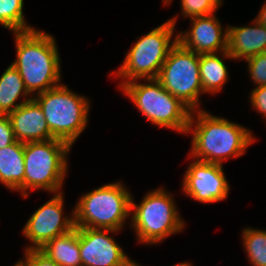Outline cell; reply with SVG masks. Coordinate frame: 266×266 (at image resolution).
Listing matches in <instances>:
<instances>
[{
    "label": "cell",
    "mask_w": 266,
    "mask_h": 266,
    "mask_svg": "<svg viewBox=\"0 0 266 266\" xmlns=\"http://www.w3.org/2000/svg\"><path fill=\"white\" fill-rule=\"evenodd\" d=\"M15 34L17 59L12 65L21 75L28 93L37 90L39 94L59 86L60 58L55 39L35 29Z\"/></svg>",
    "instance_id": "6da1fadb"
},
{
    "label": "cell",
    "mask_w": 266,
    "mask_h": 266,
    "mask_svg": "<svg viewBox=\"0 0 266 266\" xmlns=\"http://www.w3.org/2000/svg\"><path fill=\"white\" fill-rule=\"evenodd\" d=\"M197 115L191 153V157H200L197 161L222 164L228 157L243 155L245 148L254 141L248 129L240 125L203 110Z\"/></svg>",
    "instance_id": "7a4b0ae2"
},
{
    "label": "cell",
    "mask_w": 266,
    "mask_h": 266,
    "mask_svg": "<svg viewBox=\"0 0 266 266\" xmlns=\"http://www.w3.org/2000/svg\"><path fill=\"white\" fill-rule=\"evenodd\" d=\"M147 80L150 84L132 80L123 82L120 87L149 121L161 127L190 132L194 122L192 111L171 95L157 78Z\"/></svg>",
    "instance_id": "3957f363"
},
{
    "label": "cell",
    "mask_w": 266,
    "mask_h": 266,
    "mask_svg": "<svg viewBox=\"0 0 266 266\" xmlns=\"http://www.w3.org/2000/svg\"><path fill=\"white\" fill-rule=\"evenodd\" d=\"M132 197L119 183L82 196L73 212L75 227L120 230L131 211Z\"/></svg>",
    "instance_id": "277c9868"
},
{
    "label": "cell",
    "mask_w": 266,
    "mask_h": 266,
    "mask_svg": "<svg viewBox=\"0 0 266 266\" xmlns=\"http://www.w3.org/2000/svg\"><path fill=\"white\" fill-rule=\"evenodd\" d=\"M33 99L43 111L51 134L72 145L87 124L89 103L85 97L59 85Z\"/></svg>",
    "instance_id": "5b68a950"
},
{
    "label": "cell",
    "mask_w": 266,
    "mask_h": 266,
    "mask_svg": "<svg viewBox=\"0 0 266 266\" xmlns=\"http://www.w3.org/2000/svg\"><path fill=\"white\" fill-rule=\"evenodd\" d=\"M71 145L54 138L24 143V198L27 190L45 189L58 192L67 171L66 155Z\"/></svg>",
    "instance_id": "8992f818"
},
{
    "label": "cell",
    "mask_w": 266,
    "mask_h": 266,
    "mask_svg": "<svg viewBox=\"0 0 266 266\" xmlns=\"http://www.w3.org/2000/svg\"><path fill=\"white\" fill-rule=\"evenodd\" d=\"M175 19H170L161 26L141 37L128 52L125 61L116 75L128 78V81L145 77L158 78L161 67L169 51L177 42V36L170 43L174 31Z\"/></svg>",
    "instance_id": "52a82bcc"
},
{
    "label": "cell",
    "mask_w": 266,
    "mask_h": 266,
    "mask_svg": "<svg viewBox=\"0 0 266 266\" xmlns=\"http://www.w3.org/2000/svg\"><path fill=\"white\" fill-rule=\"evenodd\" d=\"M170 195L163 189L149 192L137 206L131 201L132 225L141 242L157 243L182 230L183 223Z\"/></svg>",
    "instance_id": "ba28073f"
},
{
    "label": "cell",
    "mask_w": 266,
    "mask_h": 266,
    "mask_svg": "<svg viewBox=\"0 0 266 266\" xmlns=\"http://www.w3.org/2000/svg\"><path fill=\"white\" fill-rule=\"evenodd\" d=\"M199 59V54L177 41L169 51L157 78L171 95L191 111H196L199 93H203Z\"/></svg>",
    "instance_id": "9c48e42d"
},
{
    "label": "cell",
    "mask_w": 266,
    "mask_h": 266,
    "mask_svg": "<svg viewBox=\"0 0 266 266\" xmlns=\"http://www.w3.org/2000/svg\"><path fill=\"white\" fill-rule=\"evenodd\" d=\"M63 196L57 193L29 218L24 226V235L34 246L28 249H41L48 241L75 228L74 217L62 218Z\"/></svg>",
    "instance_id": "30bf717a"
},
{
    "label": "cell",
    "mask_w": 266,
    "mask_h": 266,
    "mask_svg": "<svg viewBox=\"0 0 266 266\" xmlns=\"http://www.w3.org/2000/svg\"><path fill=\"white\" fill-rule=\"evenodd\" d=\"M222 168V164L194 161L185 173L183 191L199 202L225 199L229 185Z\"/></svg>",
    "instance_id": "8fae6325"
},
{
    "label": "cell",
    "mask_w": 266,
    "mask_h": 266,
    "mask_svg": "<svg viewBox=\"0 0 266 266\" xmlns=\"http://www.w3.org/2000/svg\"><path fill=\"white\" fill-rule=\"evenodd\" d=\"M112 229L79 228V248L82 266H126L130 260L108 236Z\"/></svg>",
    "instance_id": "7c38bea8"
},
{
    "label": "cell",
    "mask_w": 266,
    "mask_h": 266,
    "mask_svg": "<svg viewBox=\"0 0 266 266\" xmlns=\"http://www.w3.org/2000/svg\"><path fill=\"white\" fill-rule=\"evenodd\" d=\"M191 31L177 35V41L197 54H216L223 51V57L232 58L227 52V30L222 34L220 22L213 14L191 18ZM223 35V37H222Z\"/></svg>",
    "instance_id": "4fadbf2b"
},
{
    "label": "cell",
    "mask_w": 266,
    "mask_h": 266,
    "mask_svg": "<svg viewBox=\"0 0 266 266\" xmlns=\"http://www.w3.org/2000/svg\"><path fill=\"white\" fill-rule=\"evenodd\" d=\"M10 119L14 137L22 143L54 139L44 113L39 104L30 98L7 115Z\"/></svg>",
    "instance_id": "5bb4252c"
},
{
    "label": "cell",
    "mask_w": 266,
    "mask_h": 266,
    "mask_svg": "<svg viewBox=\"0 0 266 266\" xmlns=\"http://www.w3.org/2000/svg\"><path fill=\"white\" fill-rule=\"evenodd\" d=\"M254 27H227V52L245 60L266 52V26L254 21Z\"/></svg>",
    "instance_id": "9a60e30c"
},
{
    "label": "cell",
    "mask_w": 266,
    "mask_h": 266,
    "mask_svg": "<svg viewBox=\"0 0 266 266\" xmlns=\"http://www.w3.org/2000/svg\"><path fill=\"white\" fill-rule=\"evenodd\" d=\"M24 143L15 141L0 149V182L9 189L20 190L24 195Z\"/></svg>",
    "instance_id": "2e32d148"
},
{
    "label": "cell",
    "mask_w": 266,
    "mask_h": 266,
    "mask_svg": "<svg viewBox=\"0 0 266 266\" xmlns=\"http://www.w3.org/2000/svg\"><path fill=\"white\" fill-rule=\"evenodd\" d=\"M39 250L60 266H82L79 248V227L56 236Z\"/></svg>",
    "instance_id": "e0dca14e"
},
{
    "label": "cell",
    "mask_w": 266,
    "mask_h": 266,
    "mask_svg": "<svg viewBox=\"0 0 266 266\" xmlns=\"http://www.w3.org/2000/svg\"><path fill=\"white\" fill-rule=\"evenodd\" d=\"M23 92V97H26L28 91L25 88L24 82L18 70L11 64L0 77V115H8L17 109L24 102L14 105ZM14 105V106H13Z\"/></svg>",
    "instance_id": "ac0fdd59"
},
{
    "label": "cell",
    "mask_w": 266,
    "mask_h": 266,
    "mask_svg": "<svg viewBox=\"0 0 266 266\" xmlns=\"http://www.w3.org/2000/svg\"><path fill=\"white\" fill-rule=\"evenodd\" d=\"M199 71L203 93L220 91L227 82L226 66L215 54H200Z\"/></svg>",
    "instance_id": "d6986e66"
},
{
    "label": "cell",
    "mask_w": 266,
    "mask_h": 266,
    "mask_svg": "<svg viewBox=\"0 0 266 266\" xmlns=\"http://www.w3.org/2000/svg\"><path fill=\"white\" fill-rule=\"evenodd\" d=\"M23 3V0H0V24L14 32L33 30L25 23Z\"/></svg>",
    "instance_id": "ffe728a7"
},
{
    "label": "cell",
    "mask_w": 266,
    "mask_h": 266,
    "mask_svg": "<svg viewBox=\"0 0 266 266\" xmlns=\"http://www.w3.org/2000/svg\"><path fill=\"white\" fill-rule=\"evenodd\" d=\"M243 238L251 264L266 266V231L247 228L243 232Z\"/></svg>",
    "instance_id": "44dd1931"
},
{
    "label": "cell",
    "mask_w": 266,
    "mask_h": 266,
    "mask_svg": "<svg viewBox=\"0 0 266 266\" xmlns=\"http://www.w3.org/2000/svg\"><path fill=\"white\" fill-rule=\"evenodd\" d=\"M221 0H181L185 17H200L210 14L220 7Z\"/></svg>",
    "instance_id": "7402d4cb"
},
{
    "label": "cell",
    "mask_w": 266,
    "mask_h": 266,
    "mask_svg": "<svg viewBox=\"0 0 266 266\" xmlns=\"http://www.w3.org/2000/svg\"><path fill=\"white\" fill-rule=\"evenodd\" d=\"M252 79L258 86L266 85V52L246 59Z\"/></svg>",
    "instance_id": "603a6c76"
},
{
    "label": "cell",
    "mask_w": 266,
    "mask_h": 266,
    "mask_svg": "<svg viewBox=\"0 0 266 266\" xmlns=\"http://www.w3.org/2000/svg\"><path fill=\"white\" fill-rule=\"evenodd\" d=\"M26 262L20 261L16 266H60L54 261L50 260L40 250L27 249L25 250Z\"/></svg>",
    "instance_id": "cb8c5ba5"
},
{
    "label": "cell",
    "mask_w": 266,
    "mask_h": 266,
    "mask_svg": "<svg viewBox=\"0 0 266 266\" xmlns=\"http://www.w3.org/2000/svg\"><path fill=\"white\" fill-rule=\"evenodd\" d=\"M16 141L7 115H0V149H3Z\"/></svg>",
    "instance_id": "d4e9b609"
},
{
    "label": "cell",
    "mask_w": 266,
    "mask_h": 266,
    "mask_svg": "<svg viewBox=\"0 0 266 266\" xmlns=\"http://www.w3.org/2000/svg\"><path fill=\"white\" fill-rule=\"evenodd\" d=\"M252 105L263 115L266 116V85L257 86L251 92Z\"/></svg>",
    "instance_id": "484cf974"
},
{
    "label": "cell",
    "mask_w": 266,
    "mask_h": 266,
    "mask_svg": "<svg viewBox=\"0 0 266 266\" xmlns=\"http://www.w3.org/2000/svg\"><path fill=\"white\" fill-rule=\"evenodd\" d=\"M256 20L266 26V4L260 10V13L258 14Z\"/></svg>",
    "instance_id": "4316f807"
},
{
    "label": "cell",
    "mask_w": 266,
    "mask_h": 266,
    "mask_svg": "<svg viewBox=\"0 0 266 266\" xmlns=\"http://www.w3.org/2000/svg\"><path fill=\"white\" fill-rule=\"evenodd\" d=\"M126 266H140V265H138V264L135 263L134 261L129 260V261L127 262Z\"/></svg>",
    "instance_id": "83f0119b"
},
{
    "label": "cell",
    "mask_w": 266,
    "mask_h": 266,
    "mask_svg": "<svg viewBox=\"0 0 266 266\" xmlns=\"http://www.w3.org/2000/svg\"><path fill=\"white\" fill-rule=\"evenodd\" d=\"M175 266H191V265L188 264V263H181V264H178V265H175Z\"/></svg>",
    "instance_id": "f1b7e54d"
}]
</instances>
